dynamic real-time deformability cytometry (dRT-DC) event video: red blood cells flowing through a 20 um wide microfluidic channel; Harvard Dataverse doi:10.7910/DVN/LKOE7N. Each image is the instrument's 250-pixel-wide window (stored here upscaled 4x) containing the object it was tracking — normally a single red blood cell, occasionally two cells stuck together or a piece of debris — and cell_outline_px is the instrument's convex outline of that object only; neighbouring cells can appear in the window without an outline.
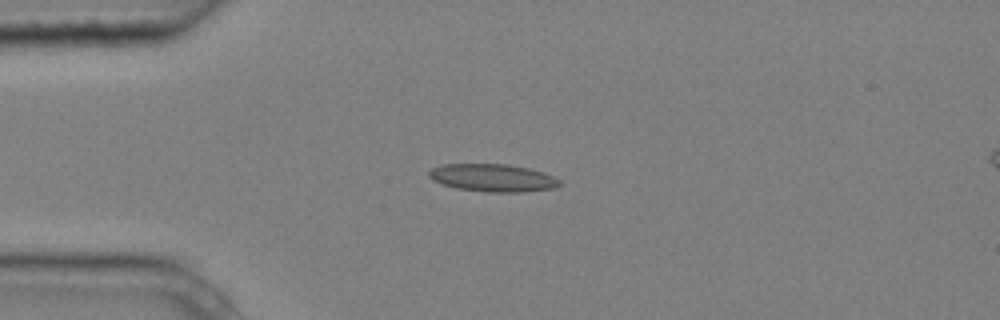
{"species": "common noctule bat (a hibernating species)", "species_latin": "Nyctalus noctula", "temperature_condition": "cold", "stored_images_in_passage": 7, "camera_frame_rate_fps": 3000, "um_per_image_px": 0.085, "animal": {"sex": "male", "body_mass_g": 20.4}, "frame": {"image": 1, "passage_image": 4, "time_ms": 1.0, "image_size_px": [1000, 320], "cell_outline_px": [[564, 184], [556, 188], [524, 192], [484, 192], [456, 188], [432, 180], [428, 176], [428, 172], [432, 168], [440, 164], [508, 164], [528, 168], [552, 176], [560, 180]], "centroid_in_image_um": [41.89, 15.12], "position_along_channel_um": 43.1, "area_um2": 21.21}}
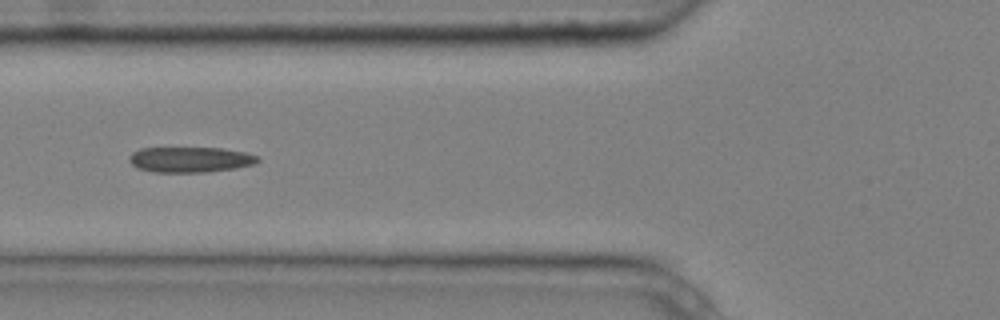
{"frame": {"image": 2, "passage_image": 6, "time_ms": 1.667, "image_size_px": [1000, 320], "cell_outline_px": [[260, 160], [256, 164], [236, 168], [204, 172], [156, 172], [136, 168], [128, 160], [128, 156], [132, 152], [140, 148], [220, 148], [244, 152], [260, 156]], "centroid_in_image_um": [16.17, 13.56], "position_along_channel_um": 109.6, "area_um2": 19.19}}
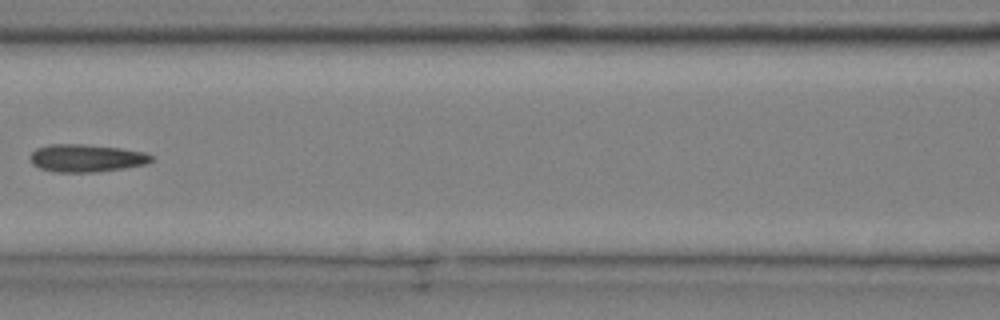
{"frame": {"image": 3, "passage_image": 7, "time_ms": 2.0, "image_size_px": [1000, 320], "cell_outline_px": [[152, 160], [144, 164], [124, 168], [96, 172], [56, 172], [40, 168], [32, 164], [32, 152], [36, 148], [48, 144], [84, 144], [120, 148], [144, 152], [152, 156]], "centroid_in_image_um": [7.32, 13.43], "position_along_channel_um": 159.3, "area_um2": 19.36}}